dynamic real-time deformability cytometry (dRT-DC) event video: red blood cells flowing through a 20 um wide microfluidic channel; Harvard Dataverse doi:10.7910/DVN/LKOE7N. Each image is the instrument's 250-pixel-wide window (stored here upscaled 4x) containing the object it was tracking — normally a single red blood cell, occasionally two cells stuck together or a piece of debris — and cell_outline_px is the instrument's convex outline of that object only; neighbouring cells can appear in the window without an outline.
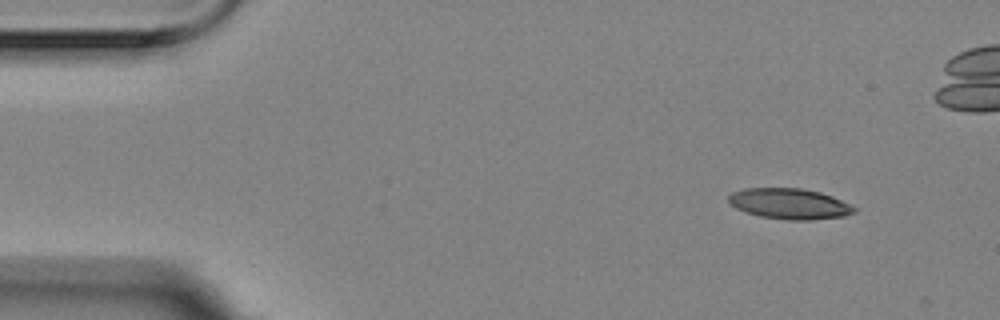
{"species": "Egyptian fruit bat (a non-hibernating species)", "species_latin": "Rousettus aegyptiacus", "temperature_condition": "room temperature", "stored_images_in_passage": 6, "camera_frame_rate_fps": 3000, "um_per_image_px": 0.085, "animal": {"sex": "female"}, "frame": {"image": 1, "passage_image": 1, "time_ms": 0.0, "image_size_px": [1000, 320], "cell_outline_px": [[856, 212], [844, 216], [812, 220], [788, 220], [760, 216], [744, 212], [736, 208], [728, 200], [728, 196], [732, 192], [744, 188], [800, 188], [820, 192], [832, 196], [856, 208]], "centroid_in_image_um": [67.09, 17.32], "position_along_channel_um": 17.9, "area_um2": 22.43}}
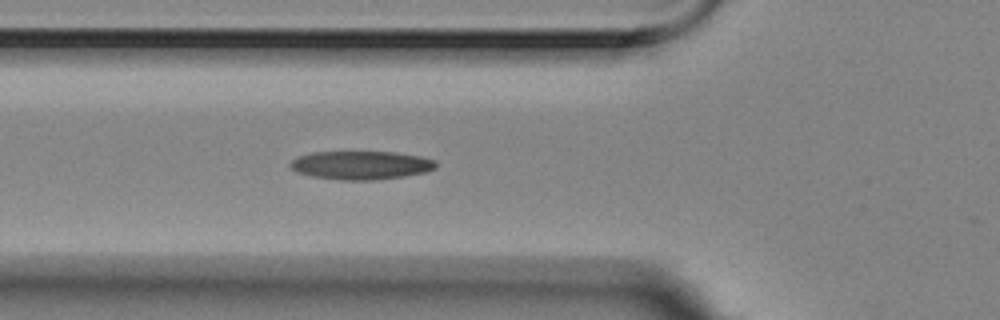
{"frame": {"image": 2, "passage_image": 5, "time_ms": 1.333, "image_size_px": [1000, 320], "cell_outline_px": [[436, 168], [424, 172], [404, 176], [376, 180], [340, 180], [312, 176], [296, 172], [288, 164], [292, 160], [300, 156], [312, 152], [396, 152], [420, 156], [436, 160]], "centroid_in_image_um": [30.69, 14.04], "position_along_channel_um": 95.1, "area_um2": 24.16}}